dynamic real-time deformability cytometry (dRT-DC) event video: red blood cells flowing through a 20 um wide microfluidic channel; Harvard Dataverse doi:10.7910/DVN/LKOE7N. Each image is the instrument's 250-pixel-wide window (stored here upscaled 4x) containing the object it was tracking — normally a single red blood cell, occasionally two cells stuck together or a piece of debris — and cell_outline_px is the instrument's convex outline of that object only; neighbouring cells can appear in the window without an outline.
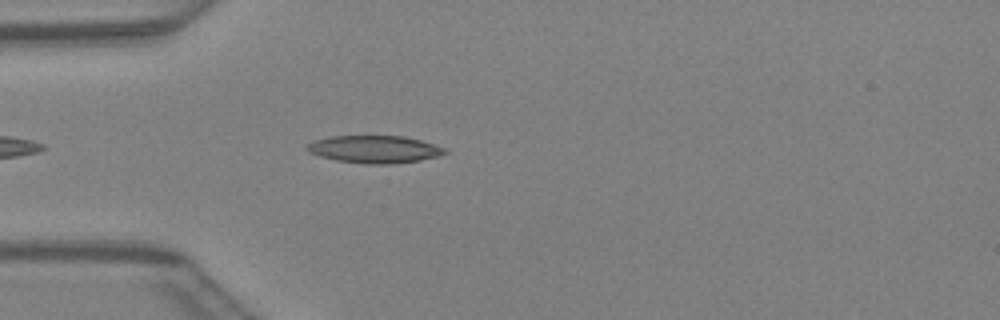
{"species": "Egyptian fruit bat (a non-hibernating species)", "species_latin": "Rousettus aegyptiacus", "temperature_condition": "warm", "stored_images_in_passage": 23, "camera_frame_rate_fps": 3000, "um_per_image_px": 0.085, "animal": {"sex": "female"}, "frame": {"image": 1, "passage_image": 5, "time_ms": 1.333, "image_size_px": [1000, 320], "cell_outline_px": [[448, 152], [440, 156], [420, 160], [392, 164], [368, 164], [336, 160], [320, 156], [304, 148], [308, 144], [316, 140], [332, 136], [404, 136], [420, 140], [444, 148]], "centroid_in_image_um": [31.86, 12.69], "position_along_channel_um": 53.1, "area_um2": 21.85}}
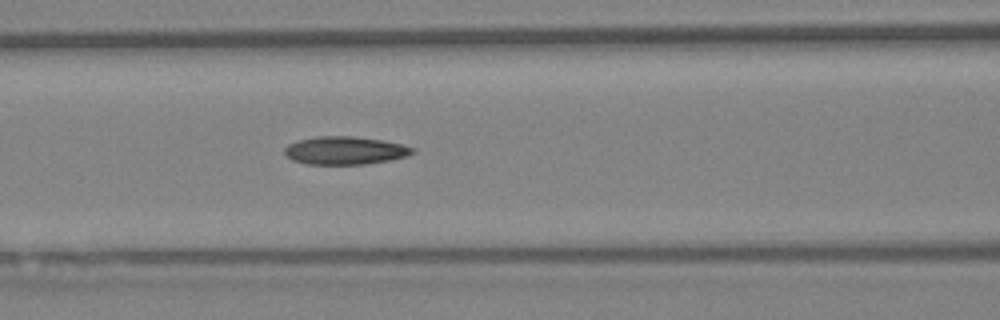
{"frame": {"image": 2, "passage_image": 11, "time_ms": 3.333, "image_size_px": [1000, 320], "cell_outline_px": [[416, 152], [408, 156], [388, 160], [364, 164], [304, 164], [292, 160], [284, 156], [284, 148], [288, 144], [296, 140], [316, 136], [352, 136], [384, 140], [416, 148]], "centroid_in_image_um": [29.29, 12.79], "position_along_channel_um": 137.3, "area_um2": 21.15}}
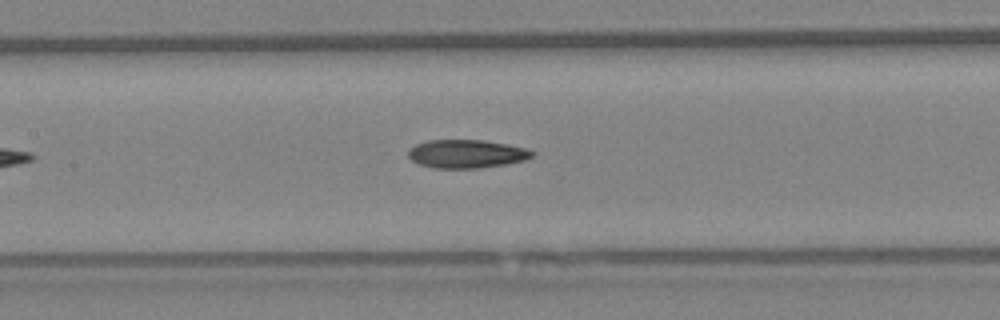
{"frame": {"image": 3, "passage_image": 13, "time_ms": 4.0, "image_size_px": [1000, 320], "cell_outline_px": [[536, 156], [524, 160], [504, 164], [480, 168], [436, 168], [420, 164], [412, 160], [408, 156], [408, 148], [416, 144], [428, 140], [484, 140], [508, 144], [528, 148], [536, 152]], "centroid_in_image_um": [39.69, 13.07], "position_along_channel_um": 167.7, "area_um2": 20.63}}